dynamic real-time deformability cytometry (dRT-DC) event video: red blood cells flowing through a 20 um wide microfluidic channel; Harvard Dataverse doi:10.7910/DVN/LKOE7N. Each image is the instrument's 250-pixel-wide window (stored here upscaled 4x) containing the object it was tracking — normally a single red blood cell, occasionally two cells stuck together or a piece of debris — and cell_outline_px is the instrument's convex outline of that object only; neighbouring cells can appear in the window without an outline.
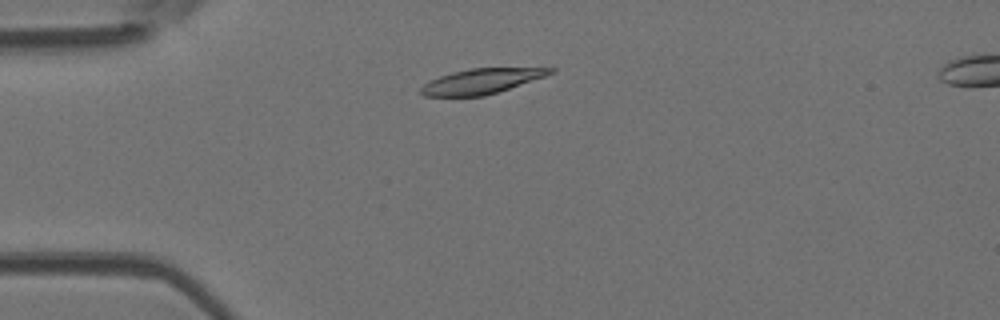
{"species": "Egyptian fruit bat (a non-hibernating species)", "species_latin": "Rousettus aegyptiacus", "temperature_condition": "room temperature", "stored_images_in_passage": 16, "camera_frame_rate_fps": 3000, "um_per_image_px": 0.085, "animal": {"sex": "female"}, "frame": {"image": 1, "passage_image": 4, "time_ms": 1.0, "image_size_px": [1000, 320], "cell_outline_px": [[556, 72], [484, 96], [424, 96], [420, 92], [420, 88], [424, 84], [440, 76], [452, 72], [468, 68], [556, 68]], "centroid_in_image_um": [40.89, 6.9], "position_along_channel_um": 44.1, "area_um2": 18.55}}
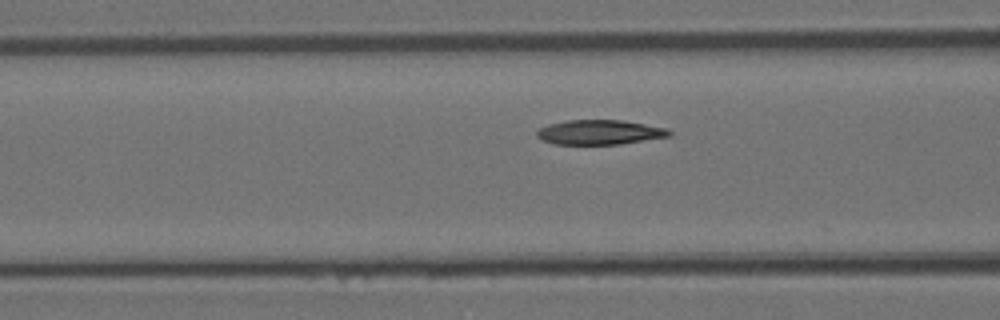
{"frame": {"image": 2, "passage_image": 11, "time_ms": 3.333, "image_size_px": [1000, 320], "cell_outline_px": [[672, 136], [620, 144], [556, 144], [544, 140], [536, 136], [536, 128], [548, 124], [568, 120], [624, 120], [668, 128], [672, 132]], "centroid_in_image_um": [50.99, 11.23], "position_along_channel_um": 115.6, "area_um2": 19.19}}
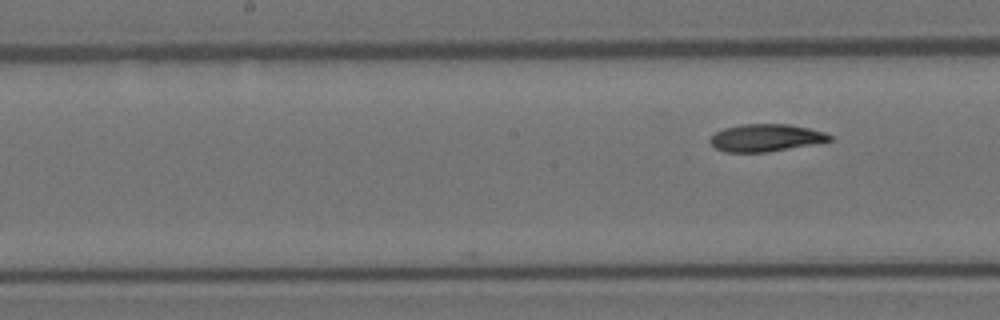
{"frame": {"image": 3, "passage_image": 16, "time_ms": 5.0, "image_size_px": [1000, 320], "cell_outline_px": [[832, 140], [768, 152], [724, 152], [716, 148], [708, 140], [716, 132], [724, 128], [740, 124], [788, 124], [808, 128], [824, 132], [832, 136]], "centroid_in_image_um": [65.06, 11.71], "position_along_channel_um": 183.1, "area_um2": 18.9}}